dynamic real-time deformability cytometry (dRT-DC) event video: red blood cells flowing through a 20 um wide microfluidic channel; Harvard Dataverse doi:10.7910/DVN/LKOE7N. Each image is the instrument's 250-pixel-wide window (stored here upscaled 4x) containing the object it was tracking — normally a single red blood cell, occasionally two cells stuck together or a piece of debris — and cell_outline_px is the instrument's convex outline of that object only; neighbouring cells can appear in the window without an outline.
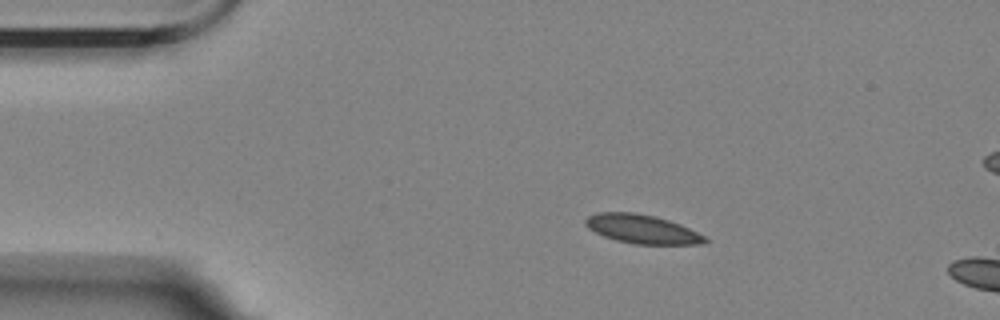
{"species": "Egyptian fruit bat (a non-hibernating species)", "species_latin": "Rousettus aegyptiacus", "temperature_condition": "room temperature", "stored_images_in_passage": 14, "camera_frame_rate_fps": 3000, "um_per_image_px": 0.085, "animal": {"sex": "female"}, "frame": {"image": 1, "passage_image": 10, "time_ms": 3.0, "image_size_px": [1000, 320], "cell_outline_px": [[708, 240], [700, 244], [632, 244], [616, 240], [604, 236], [588, 228], [584, 224], [584, 220], [588, 216], [596, 212], [636, 212], [656, 216], [680, 224], [704, 236]], "centroid_in_image_um": [54.53, 19.46], "position_along_channel_um": 30.5, "area_um2": 20.06}}